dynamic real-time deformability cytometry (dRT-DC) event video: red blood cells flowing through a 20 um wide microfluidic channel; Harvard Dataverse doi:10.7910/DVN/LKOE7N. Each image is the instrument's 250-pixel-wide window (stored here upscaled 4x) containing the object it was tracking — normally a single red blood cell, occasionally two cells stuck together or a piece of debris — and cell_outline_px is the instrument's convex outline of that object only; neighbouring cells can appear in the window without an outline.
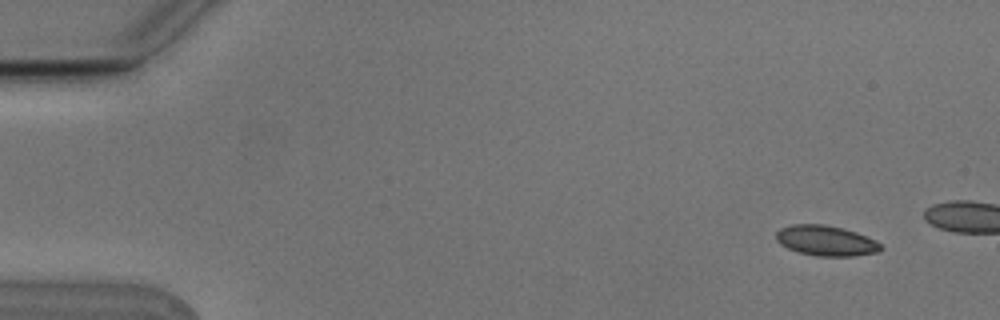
{"species": "Egyptian fruit bat (a non-hibernating species)", "species_latin": "Rousettus aegyptiacus", "temperature_condition": "cold", "stored_images_in_passage": 4, "camera_frame_rate_fps": 3000, "um_per_image_px": 0.085, "animal": {"sex": "male"}, "frame": {"image": 1, "passage_image": 1, "time_ms": 0.0, "image_size_px": [1000, 320], "cell_outline_px": [[884, 248], [880, 252], [856, 256], [816, 256], [800, 252], [788, 248], [780, 244], [776, 240], [776, 232], [780, 228], [792, 224], [824, 224], [856, 232], [880, 244]], "centroid_in_image_um": [70.19, 20.46], "position_along_channel_um": 14.8, "area_um2": 18.38}}